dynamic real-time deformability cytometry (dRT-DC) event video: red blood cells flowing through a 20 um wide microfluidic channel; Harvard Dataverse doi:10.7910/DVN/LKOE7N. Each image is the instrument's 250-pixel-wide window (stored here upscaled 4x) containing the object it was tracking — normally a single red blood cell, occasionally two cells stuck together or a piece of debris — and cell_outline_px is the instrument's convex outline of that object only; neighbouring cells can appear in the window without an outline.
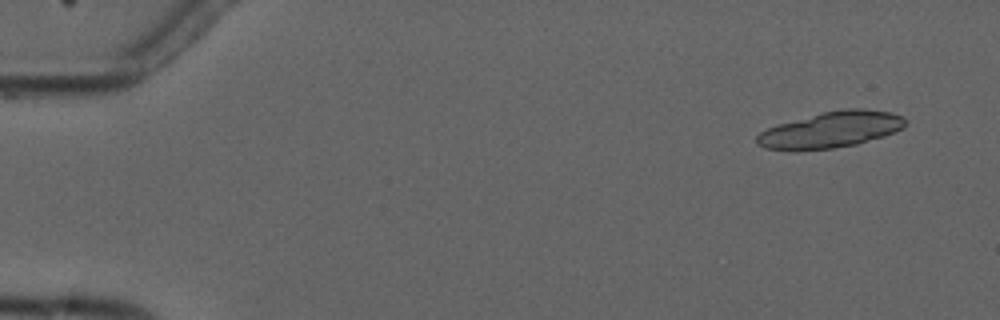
{"species": "common noctule bat (a hibernating species)", "species_latin": "Nyctalus noctula", "temperature_condition": "cold", "stored_images_in_passage": 7, "segment_of_instrument_passage": [1, 2], "camera_frame_rate_fps": 3000, "um_per_image_px": 0.085, "animal": {"sex": "male", "forearm_length_mm": 52.5}, "frame": {"image": 1, "passage_image": 1, "time_ms": 0.0, "image_size_px": [1000, 320], "cell_outline_px": [[904, 128], [884, 136], [856, 144], [832, 148], [796, 152], [764, 148], [756, 144], [756, 136], [760, 132], [776, 124], [820, 112], [844, 108], [864, 108], [892, 112], [904, 116]], "centroid_in_image_um": [70.58, 11.03], "position_along_channel_um": 14.4, "area_um2": 31.85}}